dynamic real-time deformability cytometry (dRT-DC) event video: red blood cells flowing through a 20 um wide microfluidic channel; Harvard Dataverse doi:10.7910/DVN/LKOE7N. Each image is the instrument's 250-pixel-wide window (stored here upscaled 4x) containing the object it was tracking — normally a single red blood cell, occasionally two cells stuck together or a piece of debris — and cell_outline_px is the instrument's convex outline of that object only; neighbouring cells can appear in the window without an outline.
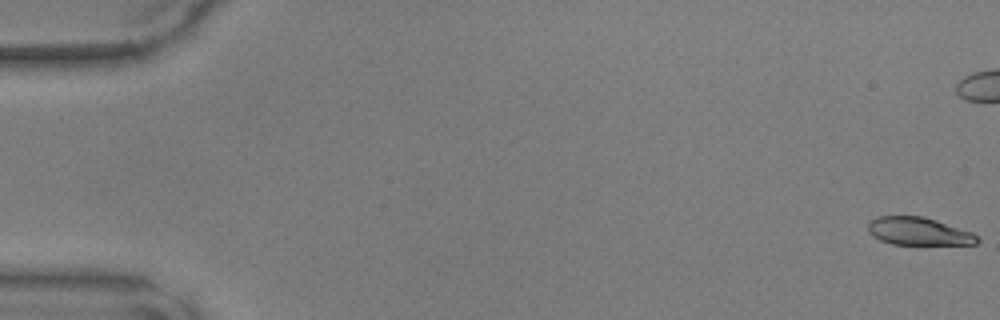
{"species": "common noctule bat (a hibernating species)", "species_latin": "Nyctalus noctula", "temperature_condition": "warm", "stored_images_in_passage": 50, "camera_frame_rate_fps": 3000, "um_per_image_px": 0.085, "animal": {"sex": "male", "body_mass_g": 17.9, "forearm_length_mm": 54.2}, "frame": {"image": 1, "passage_image": 1, "time_ms": 0.0, "image_size_px": [1000, 320], "cell_outline_px": [[980, 240], [976, 244], [892, 244], [880, 240], [872, 236], [868, 232], [868, 224], [876, 216], [924, 216], [972, 232]], "centroid_in_image_um": [78.05, 19.66], "position_along_channel_um": 6.9, "area_um2": 17.63}}
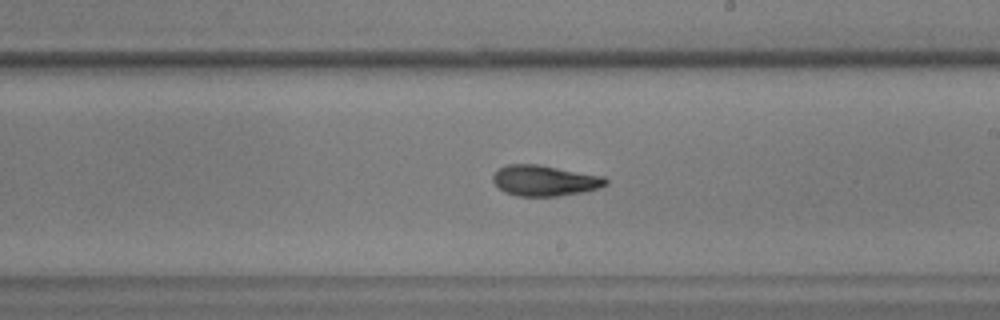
{"frame": {"image": 2, "passage_image": 29, "time_ms": 9.333, "image_size_px": [1000, 320], "cell_outline_px": [[608, 184], [600, 188], [584, 192], [556, 196], [516, 196], [504, 192], [492, 180], [492, 176], [500, 168], [508, 164], [536, 164], [604, 176], [608, 180]], "centroid_in_image_um": [46.32, 15.36], "position_along_channel_um": 242.7, "area_um2": 20.17}}